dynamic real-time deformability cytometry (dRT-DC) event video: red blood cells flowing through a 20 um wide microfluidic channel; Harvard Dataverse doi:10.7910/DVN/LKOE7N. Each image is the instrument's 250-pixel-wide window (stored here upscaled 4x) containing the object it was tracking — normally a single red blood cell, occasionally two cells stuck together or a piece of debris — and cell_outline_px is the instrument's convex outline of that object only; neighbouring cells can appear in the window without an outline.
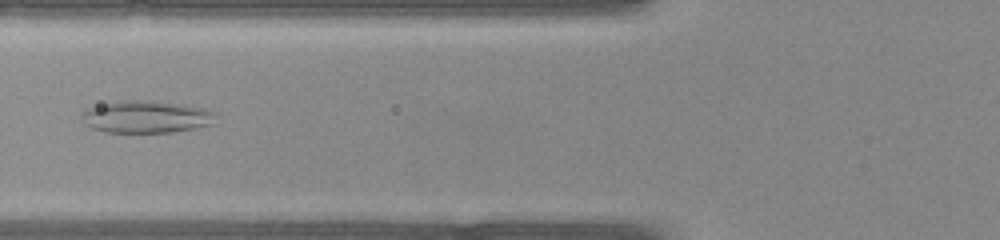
{"species": "common noctule bat (a hibernating species)", "species_latin": "Nyctalus noctula", "temperature_condition": "warm", "stored_images_in_passage": 27, "camera_frame_rate_fps": 3000, "um_per_image_px": 0.085, "animal": {"sex": "female", "body_mass_g": 22.0, "forearm_length_mm": 56.7}, "frame": {"image": 1, "passage_image": 4, "time_ms": 1.0, "image_size_px": [1000, 240], "cell_outline_px": [[216, 124], [196, 128], [172, 132], [104, 132], [92, 128], [84, 124], [80, 120], [80, 112], [88, 108], [100, 104], [124, 100], [152, 100], [180, 104], [204, 108], [216, 112]], "centroid_in_image_um": [12.42, 9.93], "position_along_channel_um": 113.4, "area_um2": 25.66}}
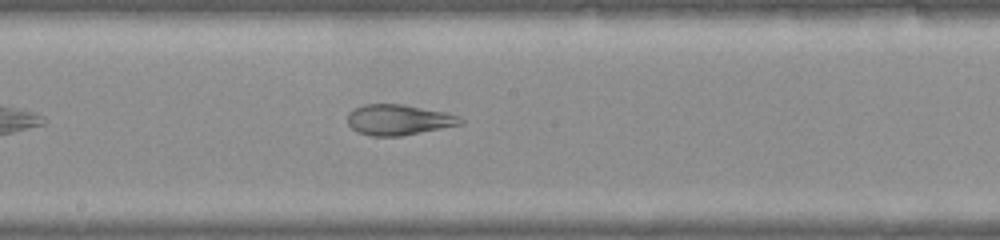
{"frame": {"image": 2, "passage_image": 10, "time_ms": 3.0, "image_size_px": [1000, 240], "cell_outline_px": [[464, 124], [400, 136], [372, 136], [356, 132], [348, 124], [348, 112], [352, 108], [364, 104], [404, 104], [444, 112], [460, 116], [464, 120]], "centroid_in_image_um": [33.87, 10.18], "position_along_channel_um": 214.3, "area_um2": 20.29}}
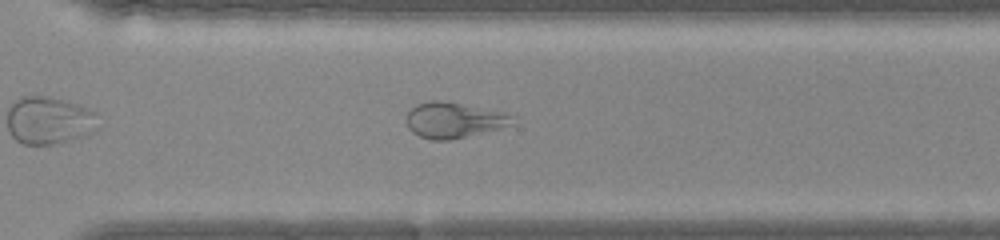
{"frame": {"image": 3, "passage_image": 17, "time_ms": 5.333, "image_size_px": [1000, 240], "cell_outline_px": [[516, 124], [452, 140], [432, 140], [420, 136], [412, 132], [408, 128], [404, 120], [408, 112], [416, 104], [432, 100], [444, 100], [496, 112], [512, 116]], "centroid_in_image_um": [38.49, 10.23], "position_along_channel_um": 332.1, "area_um2": 21.79}}